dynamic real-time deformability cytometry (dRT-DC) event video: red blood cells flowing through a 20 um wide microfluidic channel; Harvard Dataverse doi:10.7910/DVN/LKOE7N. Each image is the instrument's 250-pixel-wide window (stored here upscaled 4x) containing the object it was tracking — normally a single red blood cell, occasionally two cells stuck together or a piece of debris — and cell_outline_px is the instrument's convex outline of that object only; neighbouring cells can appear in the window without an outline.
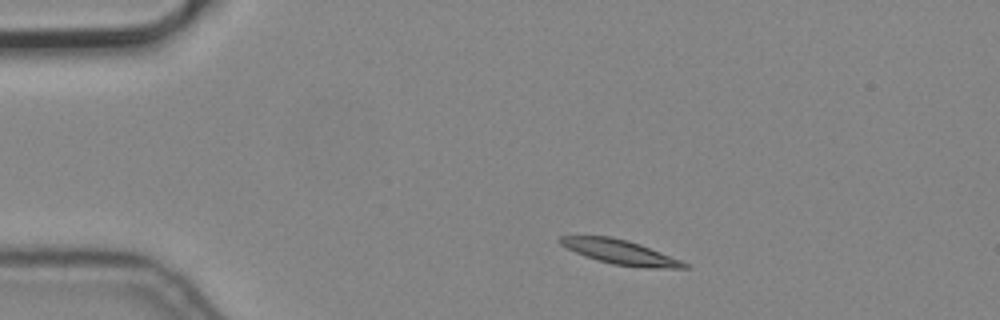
{"species": "common noctule bat (a hibernating species)", "species_latin": "Nyctalus noctula", "temperature_condition": "cold", "stored_images_in_passage": 4, "camera_frame_rate_fps": 3000, "um_per_image_px": 0.085, "animal": {"sex": "male", "body_mass_g": 19.2, "forearm_length_mm": 51.8}, "frame": {"image": 1, "passage_image": 1, "time_ms": 0.0, "image_size_px": [1000, 320], "cell_outline_px": [[692, 268], [644, 268], [612, 264], [596, 260], [584, 256], [560, 244], [556, 240], [560, 236], [612, 236], [628, 240], [640, 244], [680, 260], [688, 264]], "centroid_in_image_um": [52.71, 21.43], "position_along_channel_um": 32.3, "area_um2": 17.74}}
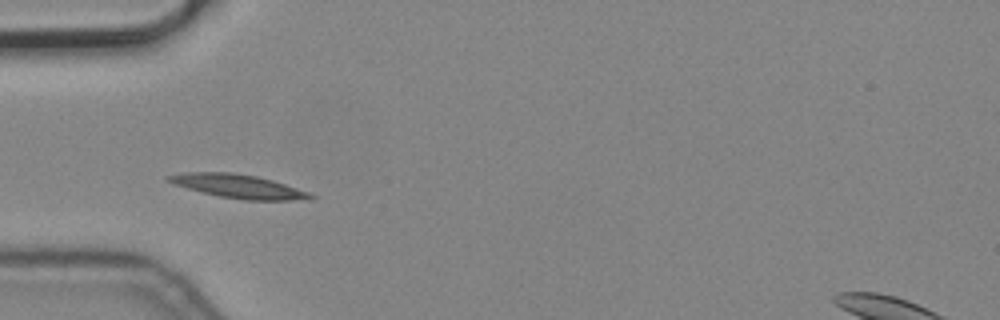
{"frame": {"image": 2, "passage_image": 3, "time_ms": 0.667, "image_size_px": [1000, 320], "cell_outline_px": [[316, 196], [312, 200], [244, 200], [220, 196], [188, 188], [164, 180], [164, 176], [184, 172], [232, 172], [256, 176], [272, 180], [308, 192]], "centroid_in_image_um": [20.26, 15.83], "position_along_channel_um": 64.7, "area_um2": 19.48}}
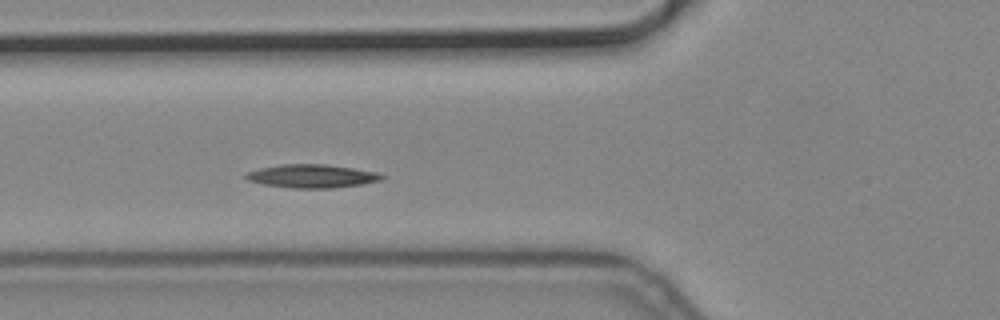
{"frame": {"image": 3, "passage_image": 4, "time_ms": 1.0, "image_size_px": [1000, 320], "cell_outline_px": [[384, 176], [380, 180], [360, 184], [332, 188], [292, 188], [264, 184], [248, 180], [244, 176], [248, 172], [260, 168], [280, 164], [324, 164], [352, 168], [376, 172]], "centroid_in_image_um": [26.48, 14.96], "position_along_channel_um": 99.3, "area_um2": 18.21}}